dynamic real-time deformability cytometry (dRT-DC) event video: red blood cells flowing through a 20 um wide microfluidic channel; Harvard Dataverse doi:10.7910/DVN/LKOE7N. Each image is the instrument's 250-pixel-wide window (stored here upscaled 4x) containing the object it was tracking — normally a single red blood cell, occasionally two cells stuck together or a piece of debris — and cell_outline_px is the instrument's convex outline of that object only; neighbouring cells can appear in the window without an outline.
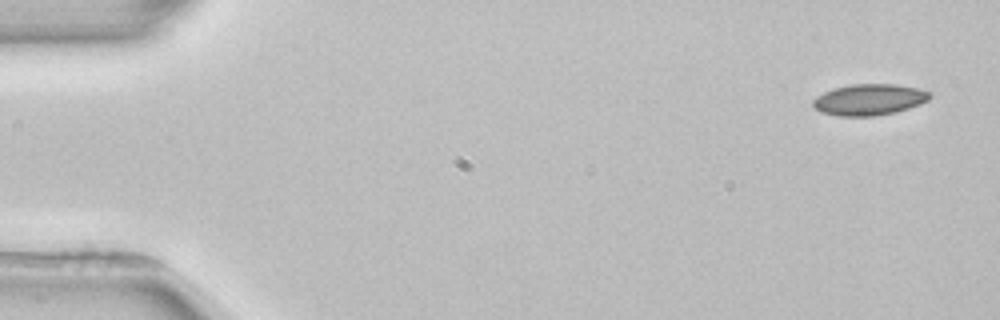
{"species": "common noctule bat (a hibernating species)", "species_latin": "Nyctalus noctula", "temperature_condition": "room temperature", "stored_images_in_passage": 4, "camera_frame_rate_fps": 3000, "um_per_image_px": 0.085, "animal": {"sex": "female", "body_mass_g": 22.7, "forearm_length_mm": 54.2}, "frame": {"image": 1, "passage_image": 1, "time_ms": 0.0, "image_size_px": [1000, 320], "cell_outline_px": [[932, 96], [928, 100], [920, 104], [896, 112], [872, 116], [840, 116], [820, 112], [812, 104], [812, 100], [816, 96], [832, 88], [852, 84], [896, 84], [916, 88], [932, 92]], "centroid_in_image_um": [73.88, 8.46], "position_along_channel_um": 11.1, "area_um2": 21.33}}
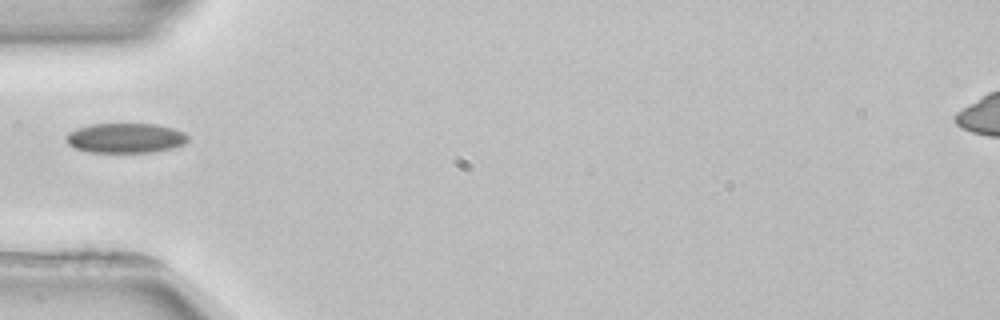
{"frame": {"image": 2, "passage_image": 4, "time_ms": 5.0, "image_size_px": [1000, 320], "cell_outline_px": [[188, 140], [184, 144], [172, 148], [152, 152], [88, 152], [76, 148], [68, 144], [68, 132], [76, 128], [92, 124], [156, 124], [172, 128], [184, 132], [188, 136]], "centroid_in_image_um": [10.69, 11.73], "position_along_channel_um": 74.3, "area_um2": 21.04}}